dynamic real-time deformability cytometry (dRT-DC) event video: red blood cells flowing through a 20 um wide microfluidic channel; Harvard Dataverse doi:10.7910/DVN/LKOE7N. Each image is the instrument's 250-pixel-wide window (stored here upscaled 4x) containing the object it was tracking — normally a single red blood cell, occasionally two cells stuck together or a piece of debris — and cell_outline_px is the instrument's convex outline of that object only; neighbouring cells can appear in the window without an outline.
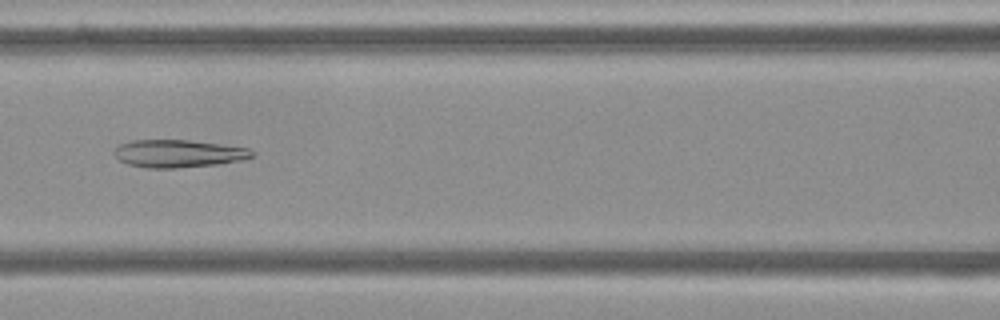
{"species": "Egyptian fruit bat (a non-hibernating species)", "species_latin": "Rousettus aegyptiacus", "temperature_condition": "cold", "stored_images_in_passage": 51, "camera_frame_rate_fps": 3000, "um_per_image_px": 0.085, "frame": {"image": 1, "passage_image": 21, "time_ms": 6.667, "image_size_px": [1000, 320], "cell_outline_px": [[252, 156], [244, 160], [216, 164], [176, 168], [148, 168], [128, 164], [120, 160], [112, 152], [112, 148], [120, 144], [132, 140], [188, 140], [220, 144], [248, 148], [252, 152]], "centroid_in_image_um": [15.11, 13.05], "position_along_channel_um": 151.5, "area_um2": 22.14}}
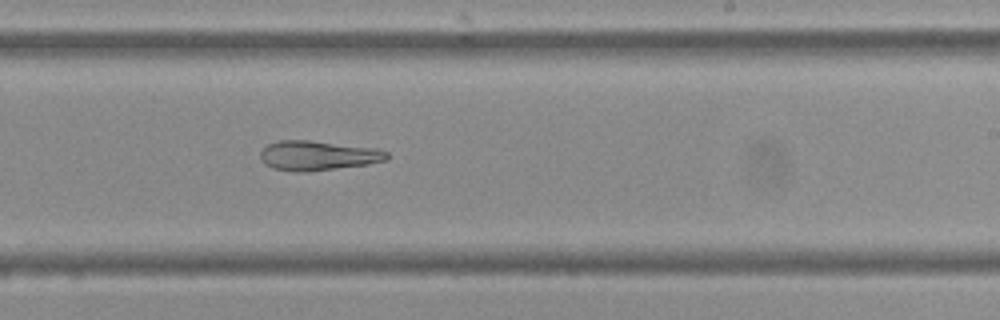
{"frame": {"image": 2, "passage_image": 30, "time_ms": 9.667, "image_size_px": [1000, 320], "cell_outline_px": [[388, 160], [368, 164], [308, 172], [292, 172], [272, 168], [264, 164], [260, 160], [260, 152], [268, 144], [276, 140], [308, 140], [380, 148], [388, 152]], "centroid_in_image_um": [27.02, 13.22], "position_along_channel_um": 262.0, "area_um2": 22.25}}
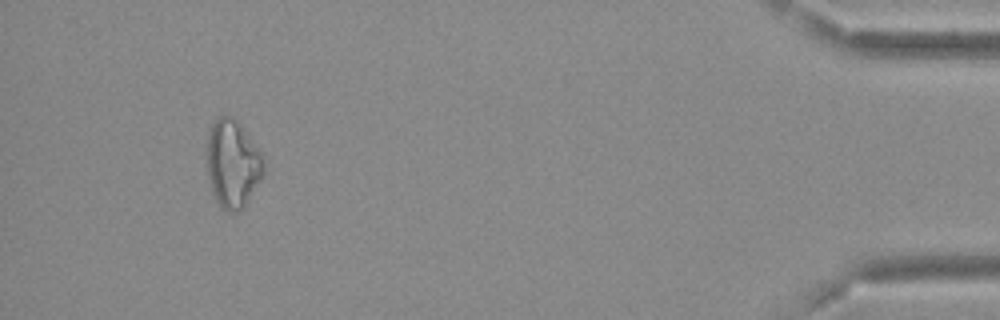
{"frame": {"image": 3, "passage_image": 48, "time_ms": 15.667, "image_size_px": [1000, 320], "cell_outline_px": [[264, 172], [260, 180], [244, 208], [236, 212], [228, 212], [220, 208], [212, 192], [208, 176], [204, 156], [204, 152], [208, 132], [216, 116], [232, 116], [236, 120], [264, 152]], "centroid_in_image_um": [19.75, 13.9], "position_along_channel_um": 415.4, "area_um2": 30.11}}